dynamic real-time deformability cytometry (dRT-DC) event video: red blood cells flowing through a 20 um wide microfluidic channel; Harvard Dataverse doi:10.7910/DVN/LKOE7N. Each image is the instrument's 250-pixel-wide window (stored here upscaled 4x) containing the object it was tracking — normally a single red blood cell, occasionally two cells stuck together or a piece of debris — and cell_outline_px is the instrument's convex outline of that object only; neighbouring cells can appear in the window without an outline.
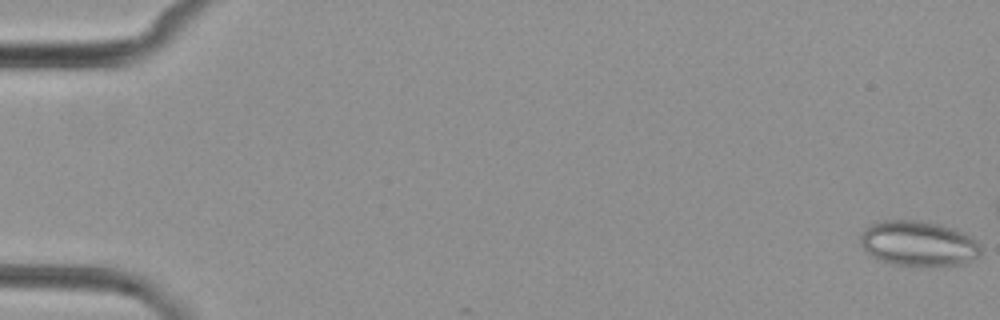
{"species": "common noctule bat (a hibernating species)", "species_latin": "Nyctalus noctula", "temperature_condition": "cold", "stored_images_in_passage": 6, "camera_frame_rate_fps": 3000, "um_per_image_px": 0.085, "animal": {"sex": "female", "body_mass_g": 29.2, "forearm_length_mm": 56.3}, "frame": {"image": 1, "passage_image": 6, "time_ms": 6.333, "image_size_px": [1000, 320], "cell_outline_px": [[980, 256], [964, 264], [920, 268], [892, 264], [880, 260], [872, 256], [860, 244], [860, 232], [868, 224], [876, 220], [920, 220], [940, 224], [956, 228], [972, 236], [980, 244]], "centroid_in_image_um": [78.07, 20.71], "position_along_channel_um": 6.9, "area_um2": 32.89}}